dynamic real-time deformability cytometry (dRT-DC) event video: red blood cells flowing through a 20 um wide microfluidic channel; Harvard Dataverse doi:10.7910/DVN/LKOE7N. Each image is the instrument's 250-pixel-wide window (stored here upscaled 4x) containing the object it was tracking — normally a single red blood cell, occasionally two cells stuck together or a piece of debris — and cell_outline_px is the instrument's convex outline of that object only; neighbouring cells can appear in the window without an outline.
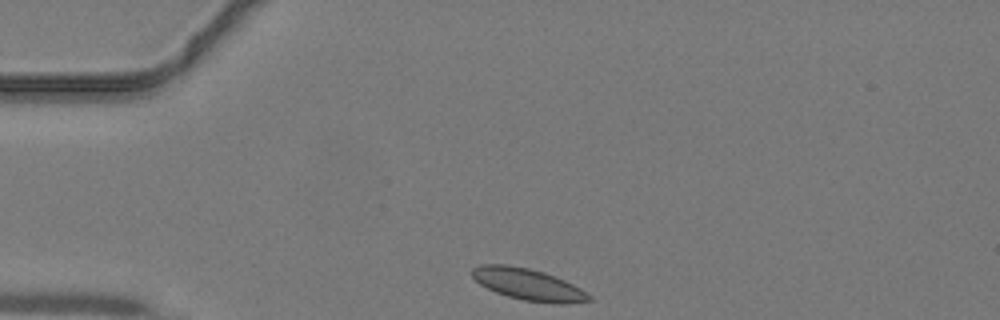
{"species": "common noctule bat (a hibernating species)", "species_latin": "Nyctalus noctula", "temperature_condition": "warm", "stored_images_in_passage": 35, "camera_frame_rate_fps": 3000, "um_per_image_px": 0.085, "animal": {"sex": "male", "body_mass_g": 19.2, "forearm_length_mm": 51.8}, "frame": {"image": 1, "passage_image": 1, "time_ms": 0.0, "image_size_px": [1000, 320], "cell_outline_px": [[592, 300], [568, 304], [556, 304], [524, 300], [508, 296], [496, 292], [480, 284], [472, 276], [472, 268], [480, 264], [508, 264], [528, 268], [544, 272], [564, 280], [580, 288], [592, 296]], "centroid_in_image_um": [44.9, 24.17], "position_along_channel_um": 40.1, "area_um2": 21.5}}
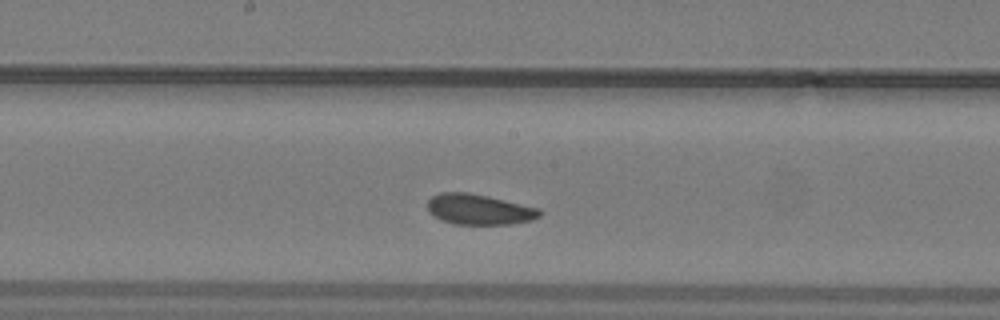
{"frame": {"image": 2, "passage_image": 14, "time_ms": 4.333, "image_size_px": [1000, 320], "cell_outline_px": [[540, 216], [532, 220], [512, 224], [456, 224], [440, 220], [428, 212], [428, 200], [432, 196], [440, 192], [468, 192], [488, 196], [540, 208]], "centroid_in_image_um": [40.71, 17.79], "position_along_channel_um": 207.5, "area_um2": 20.0}}
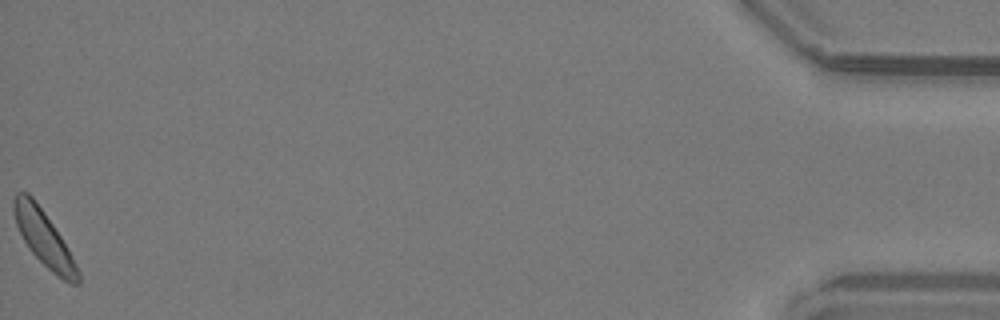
{"frame": {"image": 3, "passage_image": 35, "time_ms": 11.333, "image_size_px": [1000, 320], "cell_outline_px": [[80, 284], [72, 284], [56, 276], [28, 248], [16, 224], [12, 208], [12, 200], [16, 192], [28, 192], [32, 196], [44, 212], [68, 248], [80, 272]], "centroid_in_image_um": [3.72, 20.24], "position_along_channel_um": 431.5, "area_um2": 20.46}}